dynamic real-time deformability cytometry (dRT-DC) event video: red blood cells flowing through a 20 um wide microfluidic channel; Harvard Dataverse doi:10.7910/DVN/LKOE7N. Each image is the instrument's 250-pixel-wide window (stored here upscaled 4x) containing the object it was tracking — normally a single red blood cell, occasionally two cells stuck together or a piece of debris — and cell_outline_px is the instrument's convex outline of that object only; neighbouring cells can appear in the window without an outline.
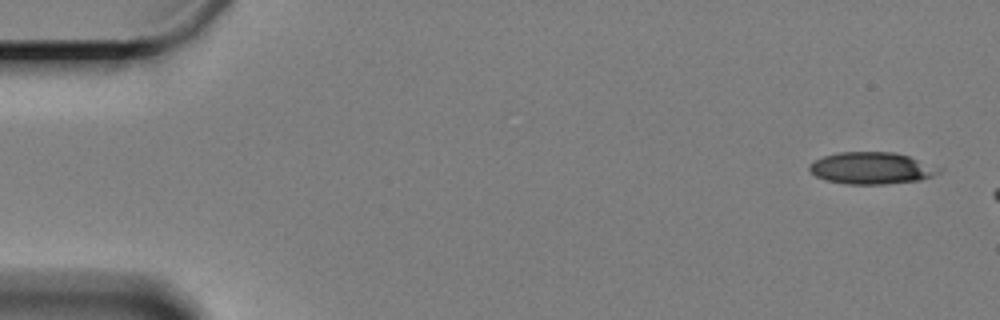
{"species": "Egyptian fruit bat (a non-hibernating species)", "species_latin": "Rousettus aegyptiacus", "temperature_condition": "cold", "stored_images_in_passage": 11, "camera_frame_rate_fps": 3000, "um_per_image_px": 0.085, "animal": {"sex": "female"}, "frame": {"image": 1, "passage_image": 1, "time_ms": 0.0, "image_size_px": [1000, 320], "cell_outline_px": [[944, 168], [940, 172], [932, 176], [920, 180], [884, 184], [848, 184], [824, 180], [816, 176], [808, 168], [808, 164], [824, 156], [836, 152], [896, 152]], "centroid_in_image_um": [74.09, 14.29], "position_along_channel_um": 10.9, "area_um2": 24.16}}